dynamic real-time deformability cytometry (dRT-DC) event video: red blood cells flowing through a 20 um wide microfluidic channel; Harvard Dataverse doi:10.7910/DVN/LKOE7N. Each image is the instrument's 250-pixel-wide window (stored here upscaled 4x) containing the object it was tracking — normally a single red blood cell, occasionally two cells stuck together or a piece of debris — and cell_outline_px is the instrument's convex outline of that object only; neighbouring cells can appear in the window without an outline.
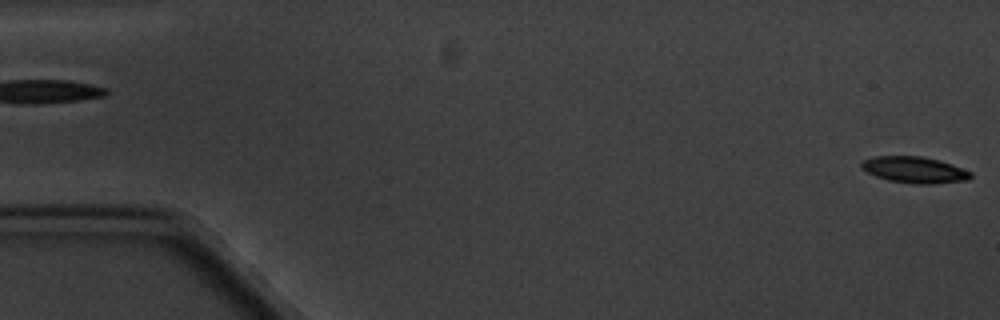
{"species": "common noctule bat (a hibernating species)", "species_latin": "Nyctalus noctula", "temperature_condition": "cold", "stored_images_in_passage": 3, "segment_of_instrument_passage": [2, 2], "camera_frame_rate_fps": 3000, "um_per_image_px": 0.085, "animal": {"sex": "male", "body_mass_g": 20.1, "forearm_length_mm": 53.5}, "frame": {"image": 1, "passage_image": 3, "time_ms": 2.0, "image_size_px": [1000, 320], "cell_outline_px": [[972, 176], [968, 180], [932, 184], [912, 184], [888, 180], [876, 176], [860, 168], [860, 164], [864, 160], [872, 156], [920, 156], [940, 160], [952, 164], [972, 172]], "centroid_in_image_um": [77.73, 14.43], "position_along_channel_um": 7.3, "area_um2": 16.88}}